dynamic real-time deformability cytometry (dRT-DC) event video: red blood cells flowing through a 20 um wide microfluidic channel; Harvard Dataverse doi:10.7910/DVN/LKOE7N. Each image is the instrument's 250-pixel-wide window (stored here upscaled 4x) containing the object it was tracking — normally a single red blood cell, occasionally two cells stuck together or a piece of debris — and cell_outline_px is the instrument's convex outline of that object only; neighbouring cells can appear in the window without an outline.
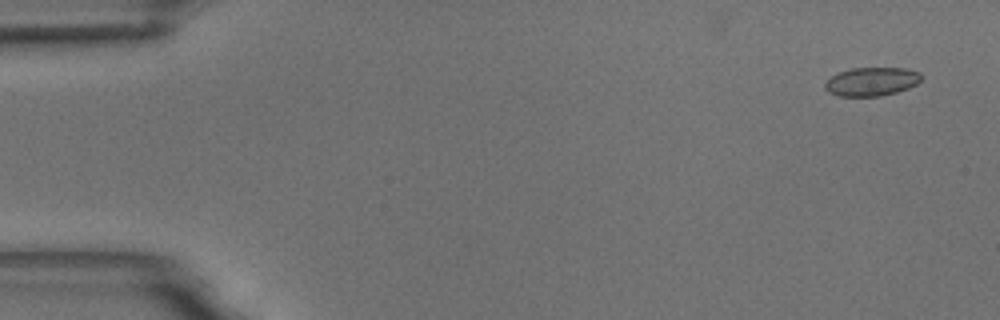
{"species": "common noctule bat (a hibernating species)", "species_latin": "Nyctalus noctula", "temperature_condition": "room temperature", "stored_images_in_passage": 55, "camera_frame_rate_fps": 3000, "um_per_image_px": 0.085, "animal": {"sex": "male", "body_mass_g": 18.8}, "frame": {"image": 1, "passage_image": 3, "time_ms": 0.667, "image_size_px": [1000, 320], "cell_outline_px": [[920, 80], [916, 84], [908, 88], [896, 92], [880, 96], [840, 96], [828, 92], [824, 88], [824, 84], [832, 76], [840, 72], [852, 68], [904, 68], [920, 72]], "centroid_in_image_um": [74.07, 6.94], "position_along_channel_um": 10.9, "area_um2": 15.9}}
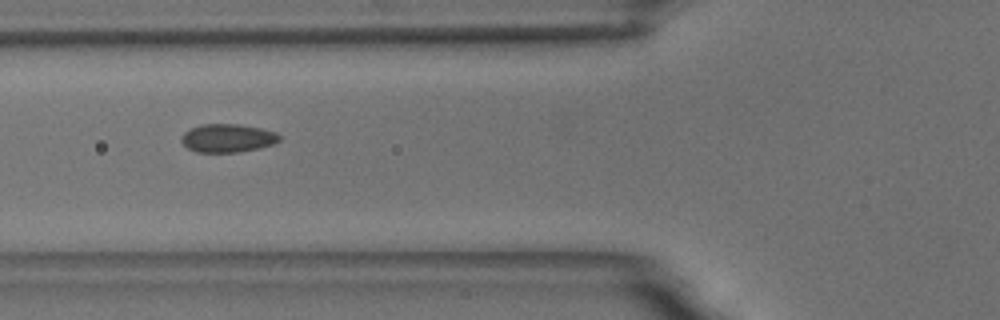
{"frame": {"image": 2, "passage_image": 21, "time_ms": 6.667, "image_size_px": [1000, 320], "cell_outline_px": [[280, 140], [272, 144], [260, 148], [236, 152], [196, 152], [188, 148], [180, 140], [184, 132], [200, 124], [240, 124], [260, 128], [276, 132], [280, 136]], "centroid_in_image_um": [19.34, 11.73], "position_along_channel_um": 106.5, "area_um2": 16.13}}
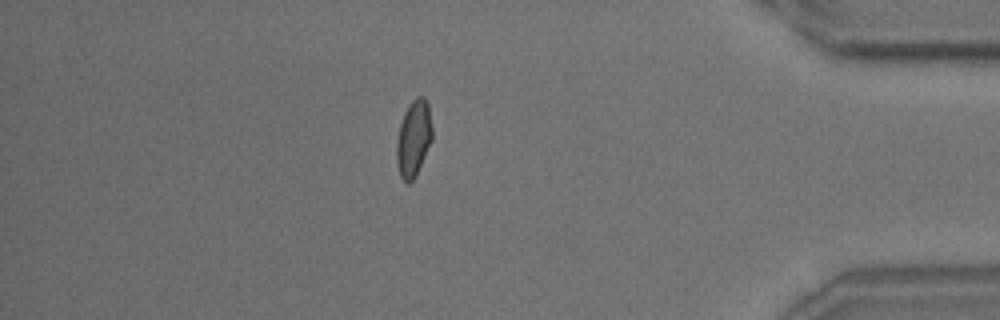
{"frame": {"image": 3, "passage_image": 48, "time_ms": 15.667, "image_size_px": [1000, 320], "cell_outline_px": [[432, 140], [416, 176], [408, 184], [400, 176], [396, 160], [396, 140], [400, 124], [404, 112], [408, 104], [416, 96], [424, 96], [428, 104], [432, 128]], "centroid_in_image_um": [35.15, 11.75], "position_along_channel_um": 400.1, "area_um2": 16.01}, "authors_computed_cell_mechanics": {"area_um2": 16.0106, "velocity_mm_per_s": 3.6709, "shape_relaxation_time_tau1_ms": 5.6582, "shape_relaxation_time_tau2_ms": null, "deformation_change_tau1": 0.1023, "deformation_change_tau2": null}}